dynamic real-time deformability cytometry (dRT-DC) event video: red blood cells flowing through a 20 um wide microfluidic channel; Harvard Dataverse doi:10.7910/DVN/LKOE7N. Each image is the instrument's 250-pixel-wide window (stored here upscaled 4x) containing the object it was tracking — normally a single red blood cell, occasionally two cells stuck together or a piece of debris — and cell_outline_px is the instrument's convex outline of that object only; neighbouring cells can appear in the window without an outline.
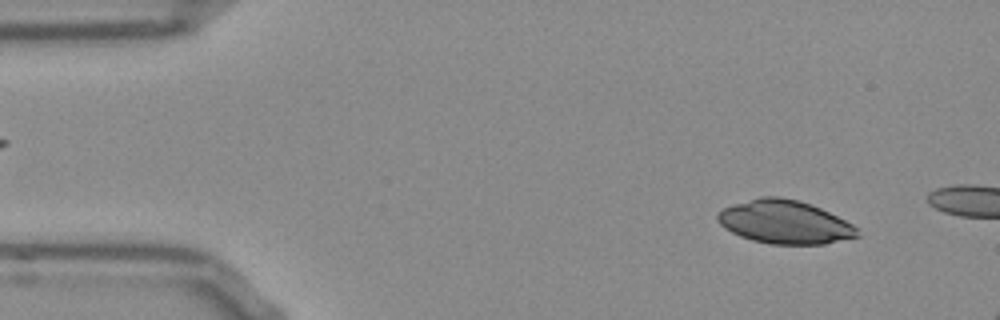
{"species": "Egyptian fruit bat (a non-hibernating species)", "species_latin": "Rousettus aegyptiacus", "temperature_condition": "room temperature", "stored_images_in_passage": 6, "camera_frame_rate_fps": 3000, "um_per_image_px": 0.085, "frame": {"image": 1, "passage_image": 2, "time_ms": 0.333, "image_size_px": [1000, 320], "cell_outline_px": [[860, 236], [824, 244], [772, 244], [752, 240], [740, 236], [724, 228], [720, 224], [716, 216], [724, 208], [760, 196], [780, 196], [800, 200], [812, 204], [852, 224], [856, 228]], "centroid_in_image_um": [66.7, 18.87], "position_along_channel_um": 18.3, "area_um2": 35.08}}